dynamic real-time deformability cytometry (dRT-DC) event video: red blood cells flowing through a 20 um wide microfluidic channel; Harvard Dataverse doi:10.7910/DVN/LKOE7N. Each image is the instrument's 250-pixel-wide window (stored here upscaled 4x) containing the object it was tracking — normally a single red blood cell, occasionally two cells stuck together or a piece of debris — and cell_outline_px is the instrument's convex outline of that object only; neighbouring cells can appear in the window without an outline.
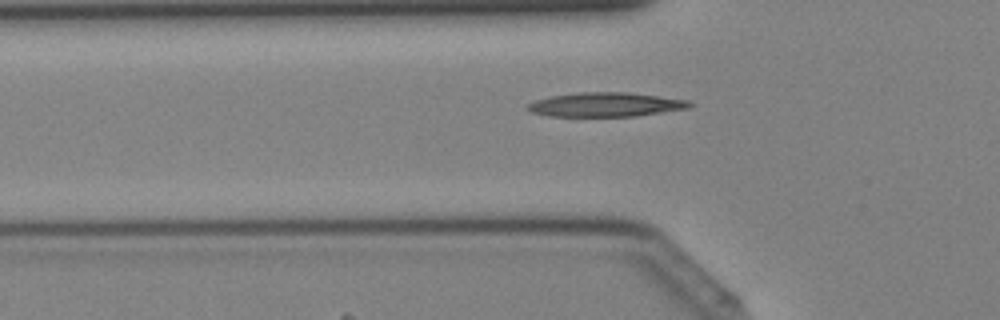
{"species": "Egyptian fruit bat (a non-hibernating species)", "species_latin": "Rousettus aegyptiacus", "temperature_condition": "cold", "stored_images_in_passage": 37, "camera_frame_rate_fps": 3000, "um_per_image_px": 0.085, "animal": {"sex": "female"}, "frame": {"image": 1, "passage_image": 9, "time_ms": 2.667, "image_size_px": [1000, 320], "cell_outline_px": [[692, 104], [688, 108], [636, 116], [548, 116], [532, 112], [524, 108], [528, 104], [536, 100], [552, 96], [580, 92], [624, 92], [660, 96], [688, 100]], "centroid_in_image_um": [51.46, 8.89], "position_along_channel_um": 74.3, "area_um2": 22.66}}
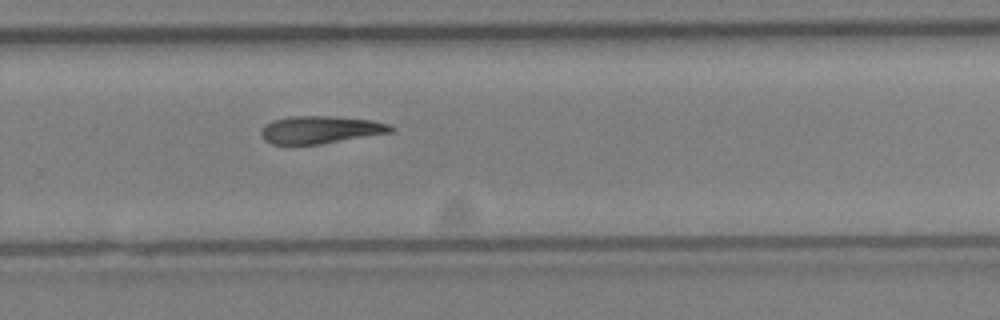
{"frame": {"image": 2, "passage_image": 23, "time_ms": 7.333, "image_size_px": [1000, 320], "cell_outline_px": [[392, 132], [320, 144], [272, 144], [264, 140], [260, 136], [260, 132], [264, 124], [272, 120], [288, 116], [332, 116], [372, 120], [388, 124], [392, 128]], "centroid_in_image_um": [27.16, 11.02], "position_along_channel_um": 302.6, "area_um2": 20.81}}
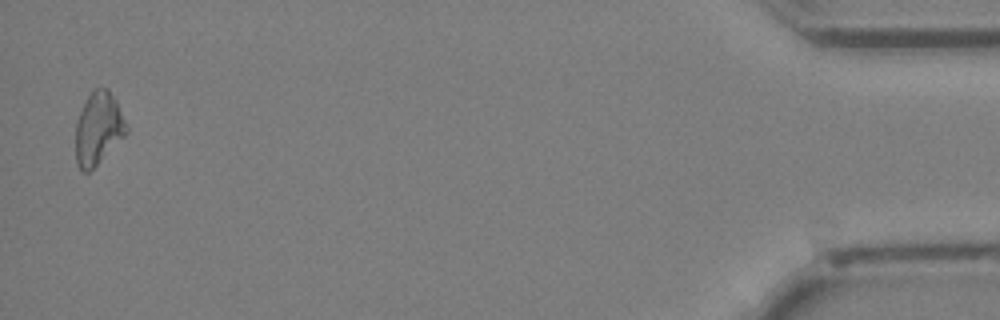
{"frame": {"image": 3, "passage_image": 36, "time_ms": 11.667, "image_size_px": [1000, 320], "cell_outline_px": [[128, 132], [88, 172], [80, 172], [76, 164], [76, 120], [88, 96], [96, 88], [108, 88], [116, 100], [128, 124]], "centroid_in_image_um": [8.36, 10.91], "position_along_channel_um": 426.8, "area_um2": 21.27}}